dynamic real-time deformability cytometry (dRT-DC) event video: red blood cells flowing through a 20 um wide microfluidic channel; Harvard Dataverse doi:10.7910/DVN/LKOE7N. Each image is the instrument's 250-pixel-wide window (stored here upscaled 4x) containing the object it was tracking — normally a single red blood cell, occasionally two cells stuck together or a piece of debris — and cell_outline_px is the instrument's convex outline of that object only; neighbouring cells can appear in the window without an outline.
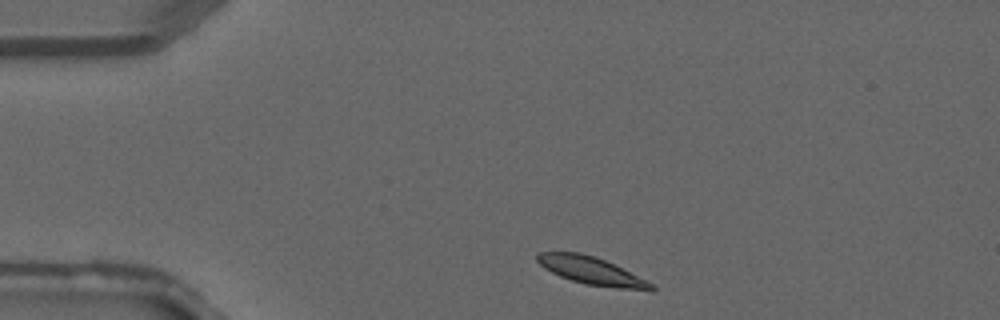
{"species": "common noctule bat (a hibernating species)", "species_latin": "Nyctalus noctula", "temperature_condition": "warm", "stored_images_in_passage": 35, "camera_frame_rate_fps": 3000, "um_per_image_px": 0.085, "animal": {"sex": "male", "forearm_length_mm": 52.5}, "frame": {"image": 1, "passage_image": 2, "time_ms": 0.333, "image_size_px": [1000, 320], "cell_outline_px": [[656, 288], [652, 292], [616, 288], [584, 284], [560, 276], [544, 268], [536, 260], [536, 256], [540, 252], [580, 252], [596, 256], [652, 284]], "centroid_in_image_um": [50.26, 23.03], "position_along_channel_um": 34.7, "area_um2": 18.15}}
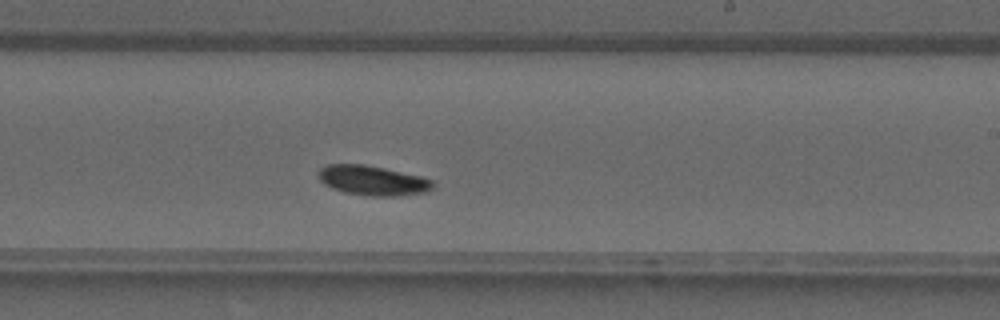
{"frame": {"image": 2, "passage_image": 18, "time_ms": 5.667, "image_size_px": [1000, 320], "cell_outline_px": [[436, 184], [432, 188], [424, 192], [396, 196], [372, 196], [344, 192], [332, 188], [324, 184], [320, 180], [320, 168], [328, 164], [364, 164], [384, 168], [420, 176], [432, 180]], "centroid_in_image_um": [31.68, 15.34], "position_along_channel_um": 257.3, "area_um2": 19.65}}
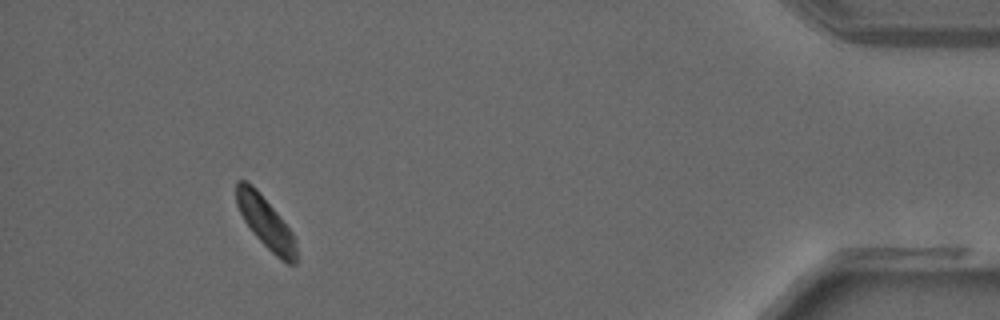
{"frame": {"image": 3, "passage_image": 31, "time_ms": 10.0, "image_size_px": [1000, 320], "cell_outline_px": [[296, 264], [288, 264], [280, 260], [252, 232], [244, 220], [236, 204], [236, 180], [244, 180], [252, 184], [260, 192], [292, 232], [296, 248]], "centroid_in_image_um": [22.56, 18.89], "position_along_channel_um": 412.6, "area_um2": 17.74}}